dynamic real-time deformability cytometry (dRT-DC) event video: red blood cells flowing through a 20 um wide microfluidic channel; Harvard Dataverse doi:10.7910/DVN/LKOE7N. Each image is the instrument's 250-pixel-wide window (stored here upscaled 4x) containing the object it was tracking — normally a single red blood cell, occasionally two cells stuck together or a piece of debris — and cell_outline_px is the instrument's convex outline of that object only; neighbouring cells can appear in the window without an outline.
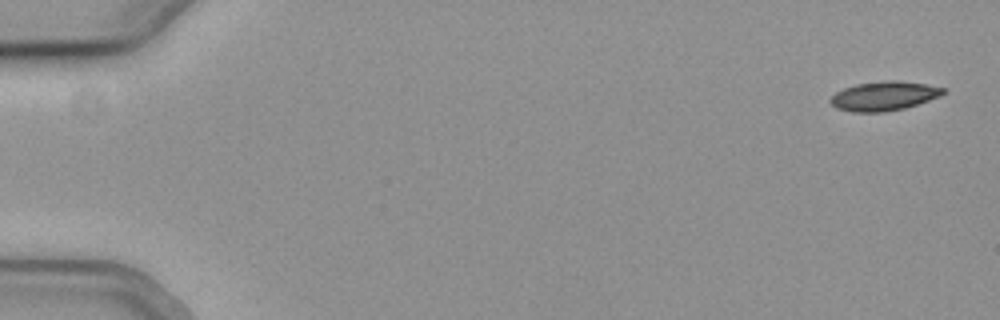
{"species": "common noctule bat (a hibernating species)", "species_latin": "Nyctalus noctula", "temperature_condition": "cold", "stored_images_in_passage": 15, "camera_frame_rate_fps": 3000, "um_per_image_px": 0.085, "animal": {"sex": "female", "body_mass_g": 19.3, "forearm_length_mm": 54.1}, "frame": {"image": 1, "passage_image": 1, "time_ms": 0.0, "image_size_px": [1000, 320], "cell_outline_px": [[944, 92], [940, 96], [904, 108], [884, 112], [852, 112], [836, 108], [828, 100], [836, 92], [844, 88], [856, 84], [888, 80], [896, 80], [924, 84], [944, 88]], "centroid_in_image_um": [75.09, 8.16], "position_along_channel_um": 9.9, "area_um2": 18.96}}
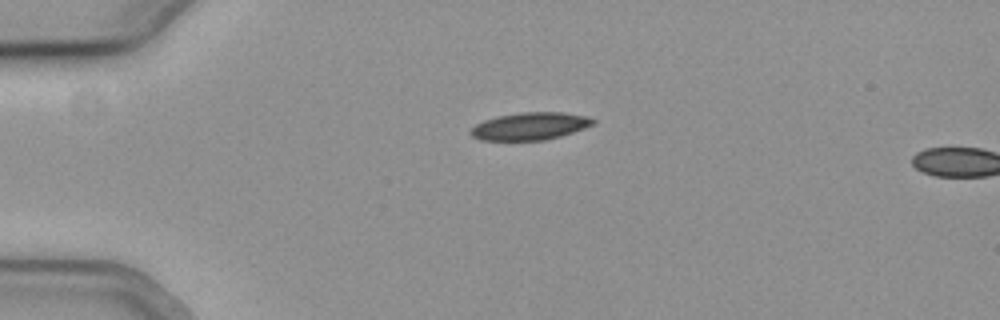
{"frame": {"image": 2, "passage_image": 13, "time_ms": 4.0, "image_size_px": [1000, 320], "cell_outline_px": [[596, 124], [560, 136], [544, 140], [480, 140], [472, 136], [472, 128], [476, 124], [484, 120], [496, 116], [520, 112], [564, 112], [588, 116], [596, 120]], "centroid_in_image_um": [45.09, 10.71], "position_along_channel_um": 39.9, "area_um2": 19.59}}